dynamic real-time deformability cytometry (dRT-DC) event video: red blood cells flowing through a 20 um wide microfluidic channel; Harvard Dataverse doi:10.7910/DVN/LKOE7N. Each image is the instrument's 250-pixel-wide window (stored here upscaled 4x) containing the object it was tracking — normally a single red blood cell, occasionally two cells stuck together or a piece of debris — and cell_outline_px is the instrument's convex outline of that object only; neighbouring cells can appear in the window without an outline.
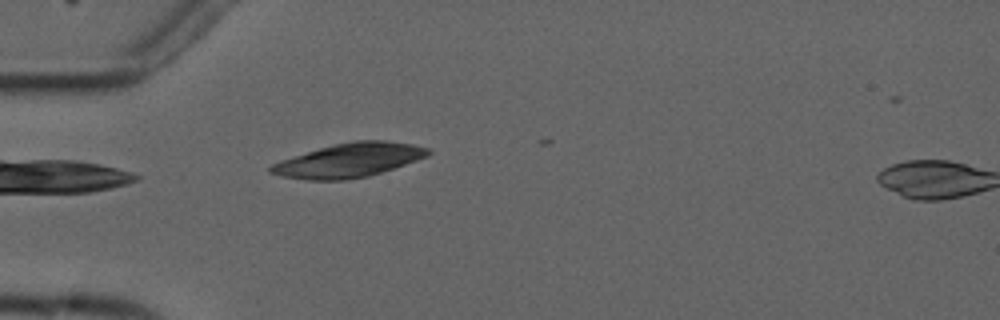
{"species": "common noctule bat (a hibernating species)", "species_latin": "Nyctalus noctula", "temperature_condition": "cold", "stored_images_in_passage": 3, "segment_of_instrument_passage": [1, 2], "camera_frame_rate_fps": 3000, "um_per_image_px": 0.085, "animal": {"sex": "male", "forearm_length_mm": 52.5}, "frame": {"image": 1, "passage_image": 2, "time_ms": 2.0, "image_size_px": [1000, 320], "cell_outline_px": [[432, 152], [428, 156], [368, 176], [344, 180], [308, 180], [280, 176], [268, 172], [268, 168], [272, 164], [280, 160], [320, 148], [352, 140], [384, 140], [412, 144], [428, 148]], "centroid_in_image_um": [29.64, 13.62], "position_along_channel_um": 55.4, "area_um2": 30.92}}